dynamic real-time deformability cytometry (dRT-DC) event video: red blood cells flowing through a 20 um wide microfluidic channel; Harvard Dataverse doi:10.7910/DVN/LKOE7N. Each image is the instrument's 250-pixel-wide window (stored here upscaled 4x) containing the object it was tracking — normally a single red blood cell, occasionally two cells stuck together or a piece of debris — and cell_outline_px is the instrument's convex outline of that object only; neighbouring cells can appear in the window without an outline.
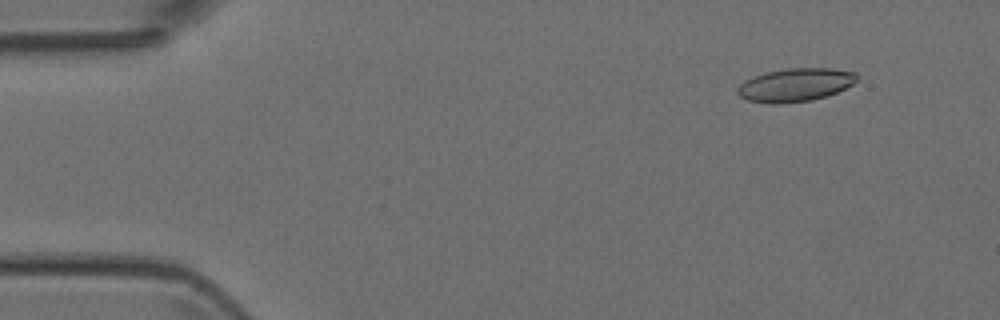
{"species": "Egyptian fruit bat (a non-hibernating species)", "species_latin": "Rousettus aegyptiacus", "temperature_condition": "room temperature", "stored_images_in_passage": 49, "camera_frame_rate_fps": 3000, "um_per_image_px": 0.085, "animal": {"sex": "female"}, "frame": {"image": 1, "passage_image": 3, "time_ms": 0.667, "image_size_px": [1000, 320], "cell_outline_px": [[856, 80], [852, 84], [836, 92], [812, 100], [780, 104], [768, 104], [748, 100], [740, 96], [736, 92], [736, 88], [744, 80], [752, 76], [764, 72], [788, 68], [832, 68], [856, 72]], "centroid_in_image_um": [67.54, 7.21], "position_along_channel_um": 17.5, "area_um2": 23.24}}
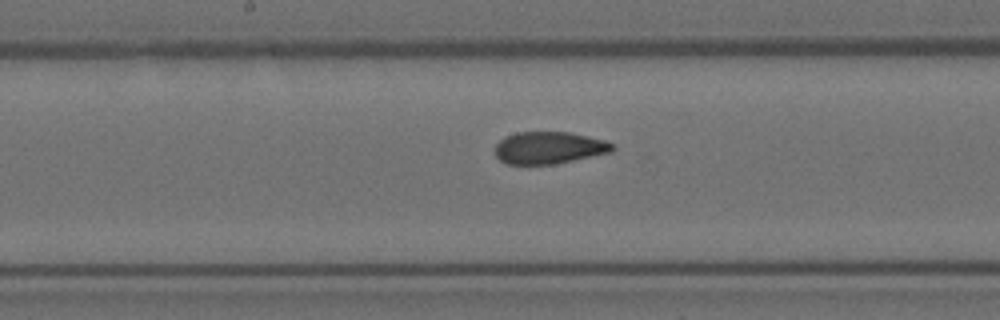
{"frame": {"image": 2, "passage_image": 24, "time_ms": 7.667, "image_size_px": [1000, 320], "cell_outline_px": [[616, 148], [612, 152], [552, 164], [504, 164], [496, 156], [496, 144], [504, 136], [516, 132], [568, 132], [588, 136], [604, 140], [616, 144]], "centroid_in_image_um": [46.67, 12.55], "position_along_channel_um": 201.5, "area_um2": 22.02}}
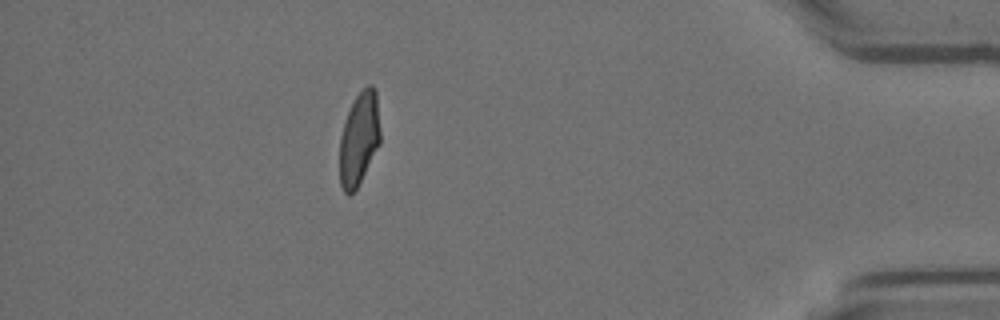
{"frame": {"image": 3, "passage_image": 43, "time_ms": 14.0, "image_size_px": [1000, 320], "cell_outline_px": [[380, 144], [356, 188], [348, 196], [344, 192], [340, 184], [340, 136], [344, 120], [356, 96], [368, 84], [372, 84], [376, 88], [380, 128]], "centroid_in_image_um": [30.53, 11.76], "position_along_channel_um": 404.7, "area_um2": 22.02}}